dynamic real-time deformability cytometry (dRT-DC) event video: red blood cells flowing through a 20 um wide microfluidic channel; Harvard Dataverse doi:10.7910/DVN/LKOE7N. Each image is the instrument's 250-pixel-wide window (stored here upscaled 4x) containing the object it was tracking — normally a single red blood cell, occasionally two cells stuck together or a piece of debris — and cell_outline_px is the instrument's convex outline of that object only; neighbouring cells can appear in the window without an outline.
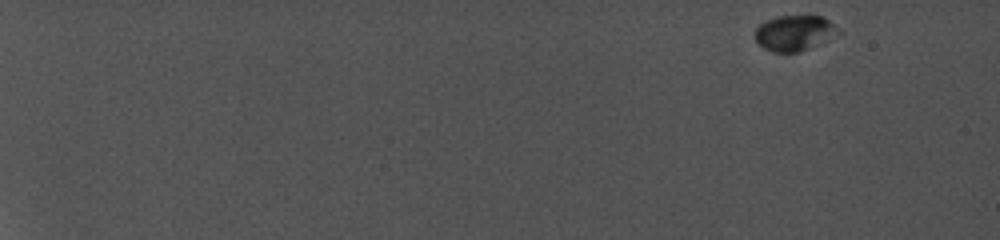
{"species": "common noctule bat (a hibernating species)", "species_latin": "Nyctalus noctula", "temperature_condition": "cold", "stored_images_in_passage": 76, "camera_frame_rate_fps": 5000, "um_per_image_px": 0.085, "animal": {"sex": "female", "body_mass_g": 19.0, "forearm_length_mm": 56.7}, "frame": {"image": 1, "passage_image": 1, "time_ms": 0.0, "image_size_px": [1000, 240], "cell_outline_px": [[844, 32], [820, 44], [800, 52], [772, 52], [764, 48], [756, 40], [756, 28], [760, 24], [776, 16], [820, 16], [828, 20], [840, 28]], "centroid_in_image_um": [67.59, 2.81], "position_along_channel_um": 17.4, "area_um2": 17.34}}
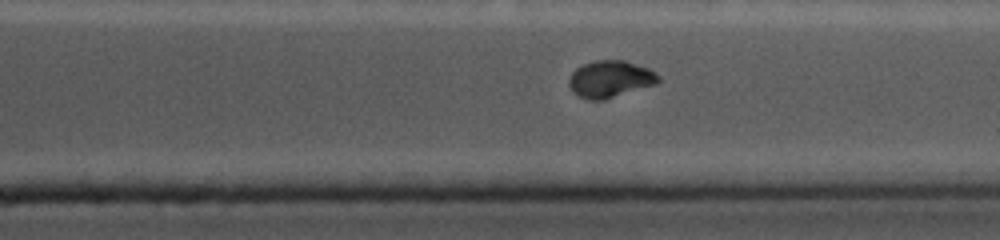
{"frame": {"image": 2, "passage_image": 69, "time_ms": 14.8, "image_size_px": [1000, 240], "cell_outline_px": [[660, 80], [656, 84], [604, 100], [588, 100], [572, 92], [568, 84], [568, 80], [572, 72], [576, 68], [584, 64], [596, 60], [624, 60], [648, 68], [656, 72], [660, 76]], "centroid_in_image_um": [51.86, 6.72], "position_along_channel_um": 359.5, "area_um2": 19.31}}
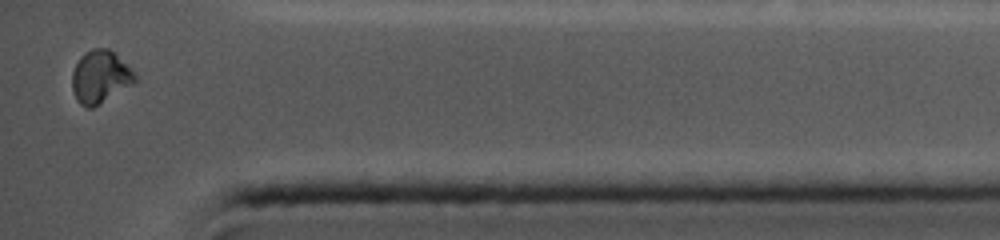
{"frame": {"image": 3, "passage_image": 76, "time_ms": 16.6, "image_size_px": [1000, 240], "cell_outline_px": [[140, 76], [132, 84], [92, 108], [88, 108], [80, 104], [76, 100], [72, 88], [72, 72], [80, 56], [84, 52], [92, 48], [108, 48]], "centroid_in_image_um": [8.51, 6.52], "position_along_channel_um": 426.7, "area_um2": 19.25}, "authors_computed_cell_mechanics": {"area_um2": 18.8428, "velocity_mm_per_s": 3.8741, "shape_relaxation_time_tau1_ms": 5.4723, "shape_relaxation_time_tau2_ms": null, "deformation_change_tau1": 0.1509, "deformation_change_tau2": null}}